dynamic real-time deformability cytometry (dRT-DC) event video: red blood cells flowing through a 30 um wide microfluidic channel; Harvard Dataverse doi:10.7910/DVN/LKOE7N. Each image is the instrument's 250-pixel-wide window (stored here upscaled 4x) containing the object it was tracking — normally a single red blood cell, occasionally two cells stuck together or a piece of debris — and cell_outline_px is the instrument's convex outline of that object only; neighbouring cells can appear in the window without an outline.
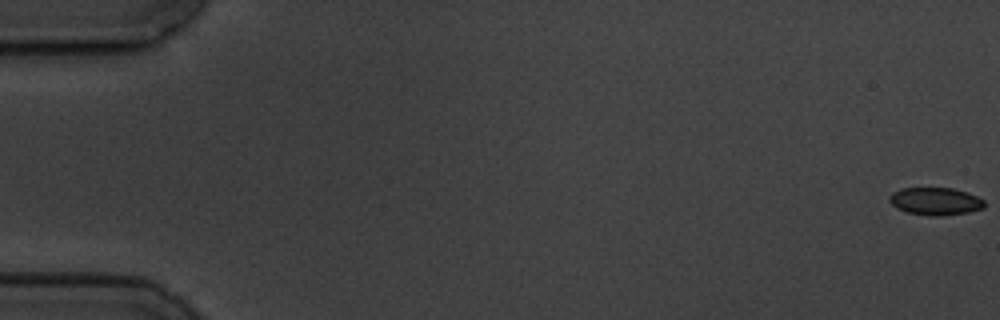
{"species": "common noctule bat (a hibernating species)", "species_latin": "Nyctalus noctula", "temperature_condition": "cold", "stored_images_in_passage": 6, "camera_frame_rate_fps": 3000, "um_per_image_px": 0.085, "animal": {"sex": "male", "body_mass_g": 19.5, "forearm_length_mm": 54.6}, "frame": {"image": 1, "passage_image": 1, "time_ms": 0.0, "image_size_px": [1000, 320], "cell_outline_px": [[984, 208], [968, 212], [940, 216], [928, 216], [908, 212], [896, 208], [888, 200], [888, 196], [892, 192], [900, 188], [952, 188], [968, 192], [984, 200]], "centroid_in_image_um": [79.48, 17.1], "position_along_channel_um": 5.5, "area_um2": 15.37}}
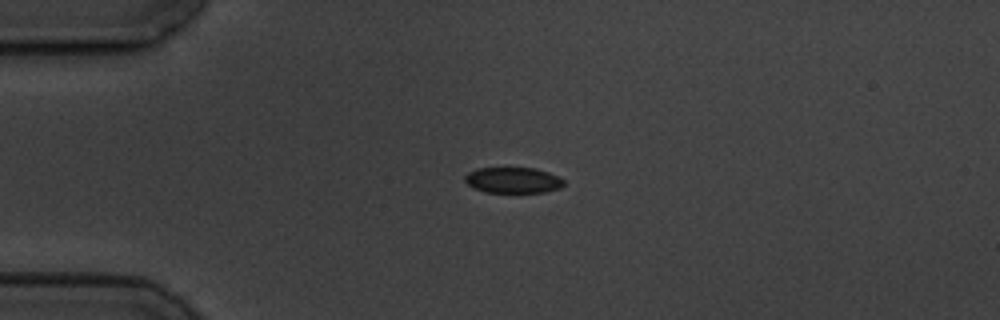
{"frame": {"image": 2, "passage_image": 5, "time_ms": 4.667, "image_size_px": [1000, 320], "cell_outline_px": [[564, 184], [560, 188], [544, 192], [484, 192], [468, 184], [464, 180], [464, 176], [468, 172], [476, 168], [536, 168], [560, 176], [564, 180]], "centroid_in_image_um": [43.62, 15.31], "position_along_channel_um": 41.4, "area_um2": 14.91}}